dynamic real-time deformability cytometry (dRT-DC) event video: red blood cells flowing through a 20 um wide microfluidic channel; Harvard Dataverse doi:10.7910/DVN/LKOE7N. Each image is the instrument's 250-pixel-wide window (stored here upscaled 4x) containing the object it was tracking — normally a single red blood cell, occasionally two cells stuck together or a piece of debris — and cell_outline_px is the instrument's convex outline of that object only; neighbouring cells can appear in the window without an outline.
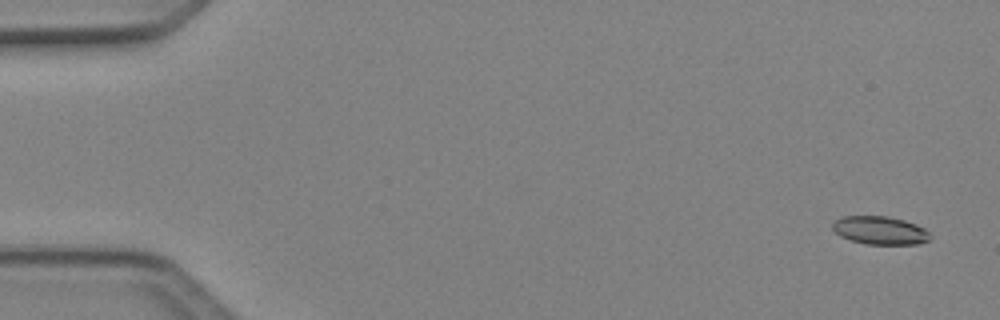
{"species": "Egyptian fruit bat (a non-hibernating species)", "species_latin": "Rousettus aegyptiacus", "temperature_condition": "cold", "stored_images_in_passage": 4, "camera_frame_rate_fps": 3000, "um_per_image_px": 0.085, "animal": {"sex": "female"}, "frame": {"image": 1, "passage_image": 1, "time_ms": 0.0, "image_size_px": [1000, 320], "cell_outline_px": [[932, 236], [928, 240], [916, 244], [868, 244], [852, 240], [840, 236], [832, 228], [832, 224], [836, 220], [844, 216], [888, 216], [904, 220], [916, 224], [924, 228]], "centroid_in_image_um": [74.81, 19.57], "position_along_channel_um": 10.2, "area_um2": 15.9}}
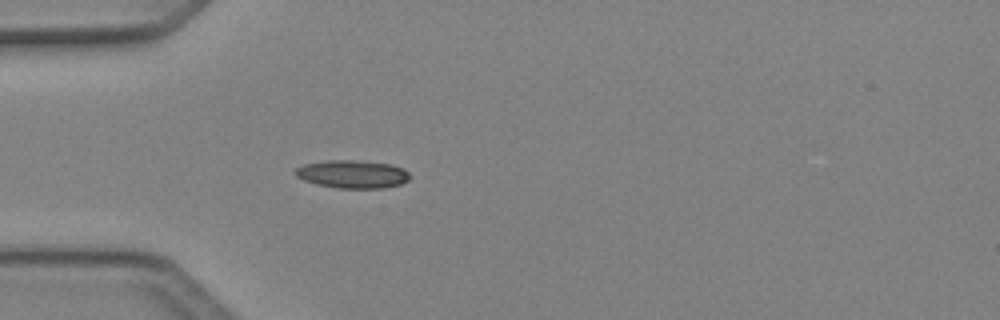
{"frame": {"image": 2, "passage_image": 4, "time_ms": 1.0, "image_size_px": [1000, 320], "cell_outline_px": [[412, 176], [408, 180], [400, 184], [384, 188], [340, 188], [316, 184], [304, 180], [296, 176], [296, 168], [304, 164], [328, 160], [356, 160], [392, 164], [404, 168]], "centroid_in_image_um": [30.0, 14.8], "position_along_channel_um": 55.0, "area_um2": 18.73}}